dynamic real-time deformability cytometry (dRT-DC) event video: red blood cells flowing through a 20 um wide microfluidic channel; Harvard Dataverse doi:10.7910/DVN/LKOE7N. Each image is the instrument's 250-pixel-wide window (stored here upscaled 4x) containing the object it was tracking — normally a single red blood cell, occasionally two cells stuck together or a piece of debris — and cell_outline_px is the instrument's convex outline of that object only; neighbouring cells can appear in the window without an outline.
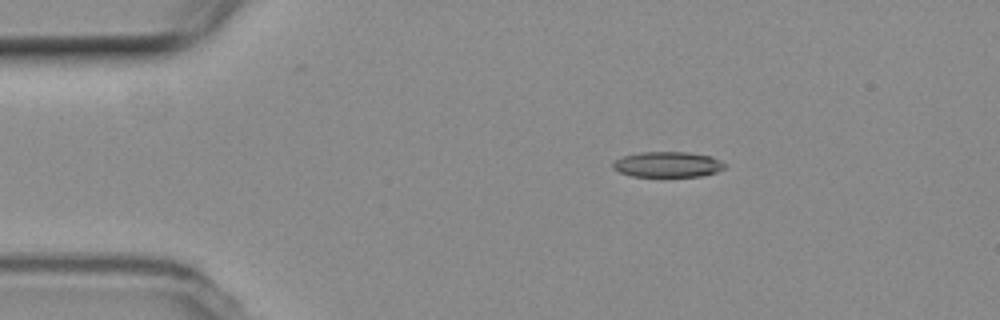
{"species": "common noctule bat (a hibernating species)", "species_latin": "Nyctalus noctula", "temperature_condition": "room temperature", "stored_images_in_passage": 5, "camera_frame_rate_fps": 3000, "um_per_image_px": 0.085, "animal": {"sex": "female", "body_mass_g": 19.3, "forearm_length_mm": 54.1}, "frame": {"image": 1, "passage_image": 2, "time_ms": 1.0, "image_size_px": [1000, 320], "cell_outline_px": [[728, 164], [724, 168], [716, 172], [700, 176], [632, 176], [620, 172], [612, 168], [612, 164], [616, 160], [624, 156], [640, 152], [688, 152], [712, 156]], "centroid_in_image_um": [56.78, 13.97], "position_along_channel_um": 28.2, "area_um2": 16.59}}
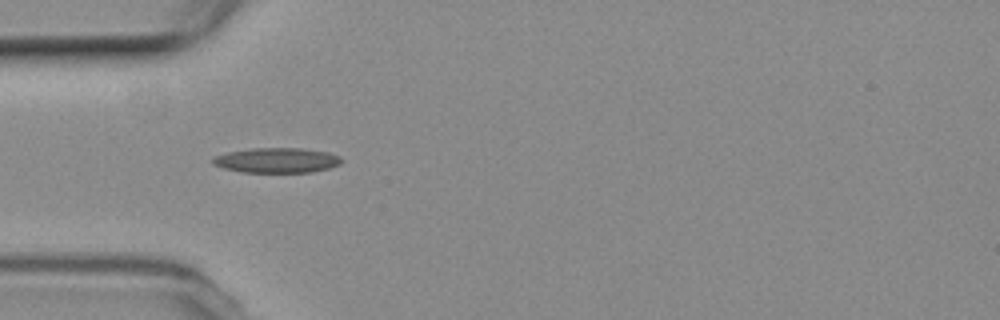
{"frame": {"image": 2, "passage_image": 4, "time_ms": 3.333, "image_size_px": [1000, 320], "cell_outline_px": [[344, 160], [340, 164], [328, 168], [312, 172], [244, 172], [224, 168], [212, 164], [212, 156], [228, 152], [252, 148], [300, 148], [328, 152], [340, 156]], "centroid_in_image_um": [23.53, 13.62], "position_along_channel_um": 61.5, "area_um2": 18.79}}
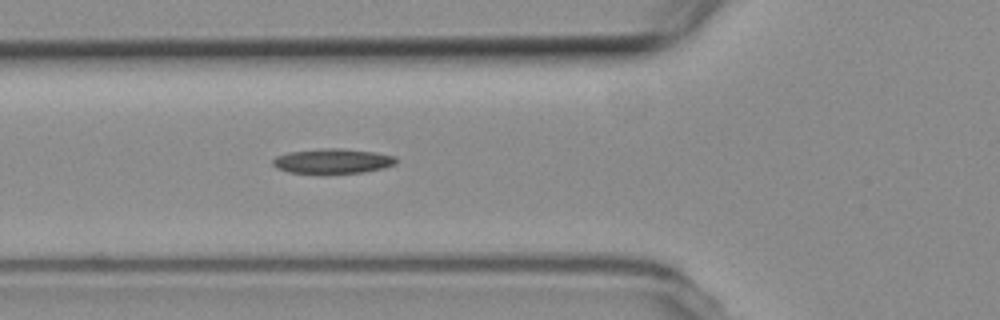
{"frame": {"image": 3, "passage_image": 5, "time_ms": 4.333, "image_size_px": [1000, 320], "cell_outline_px": [[396, 164], [364, 172], [320, 176], [288, 172], [276, 168], [272, 164], [272, 160], [276, 156], [288, 152], [324, 148], [340, 148], [372, 152], [396, 156]], "centroid_in_image_um": [28.2, 13.73], "position_along_channel_um": 97.6, "area_um2": 18.5}}